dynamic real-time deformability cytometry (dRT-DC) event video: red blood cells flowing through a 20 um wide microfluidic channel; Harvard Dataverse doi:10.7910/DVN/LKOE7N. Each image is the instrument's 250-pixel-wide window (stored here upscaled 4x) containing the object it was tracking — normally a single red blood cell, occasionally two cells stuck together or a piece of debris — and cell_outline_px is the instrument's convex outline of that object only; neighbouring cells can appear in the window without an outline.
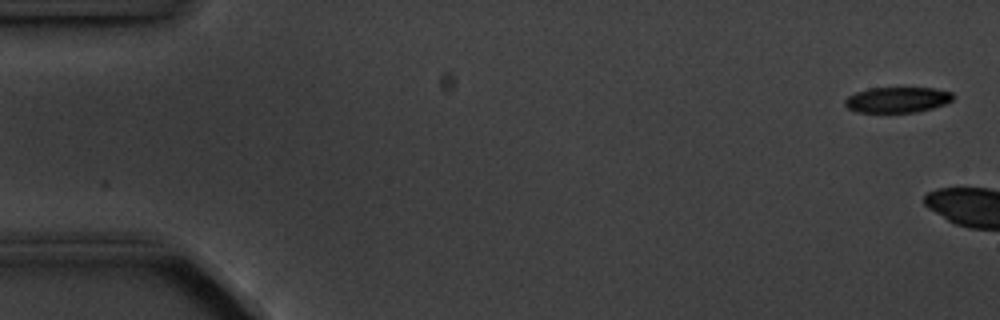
{"species": "common noctule bat (a hibernating species)", "species_latin": "Nyctalus noctula", "temperature_condition": "cold", "stored_images_in_passage": 4, "camera_frame_rate_fps": 3000, "um_per_image_px": 0.085, "animal": {"sex": "male", "body_mass_g": 20.1, "forearm_length_mm": 53.5}, "frame": {"image": 1, "passage_image": 1, "time_ms": 0.0, "image_size_px": [1000, 320], "cell_outline_px": [[952, 100], [944, 104], [932, 108], [916, 112], [856, 112], [848, 108], [844, 104], [844, 100], [848, 96], [856, 92], [872, 88], [932, 88], [952, 92]], "centroid_in_image_um": [76.24, 8.48], "position_along_channel_um": 8.8, "area_um2": 15.95}}